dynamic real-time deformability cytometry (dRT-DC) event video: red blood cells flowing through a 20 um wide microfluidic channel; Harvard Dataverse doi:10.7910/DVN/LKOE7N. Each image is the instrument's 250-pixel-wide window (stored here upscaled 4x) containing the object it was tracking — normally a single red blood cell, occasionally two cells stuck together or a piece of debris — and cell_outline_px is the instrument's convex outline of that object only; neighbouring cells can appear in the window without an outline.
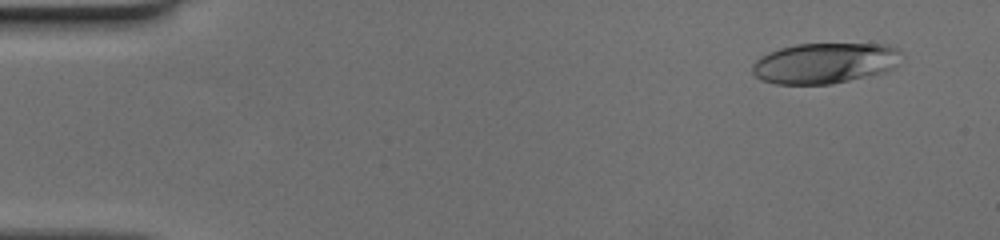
{"species": "human", "species_latin": "Homo sapiens", "temperature_condition": "cold", "stored_images_in_passage": 48, "camera_frame_rate_fps": 3000, "um_per_image_px": 0.085, "donor": {"sex": "female"}, "frame": {"image": 1, "passage_image": 2, "time_ms": 0.333, "image_size_px": [1000, 240], "cell_outline_px": [[900, 52], [896, 64], [892, 68], [884, 72], [832, 84], [776, 84], [760, 80], [752, 72], [752, 64], [760, 56], [768, 52], [780, 48], [796, 44], [888, 44], [900, 48]], "centroid_in_image_um": [70.07, 5.36], "position_along_channel_um": 14.9, "area_um2": 35.32}}
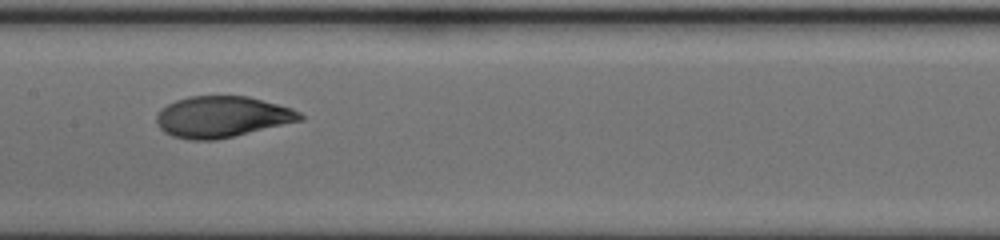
{"frame": {"image": 2, "passage_image": 24, "time_ms": 7.667, "image_size_px": [1000, 240], "cell_outline_px": [[304, 120], [216, 140], [188, 140], [172, 136], [164, 132], [160, 128], [156, 120], [156, 116], [160, 108], [176, 100], [188, 96], [248, 96], [292, 108], [300, 112], [304, 116]], "centroid_in_image_um": [18.87, 9.93], "position_along_channel_um": 188.5, "area_um2": 34.56}}
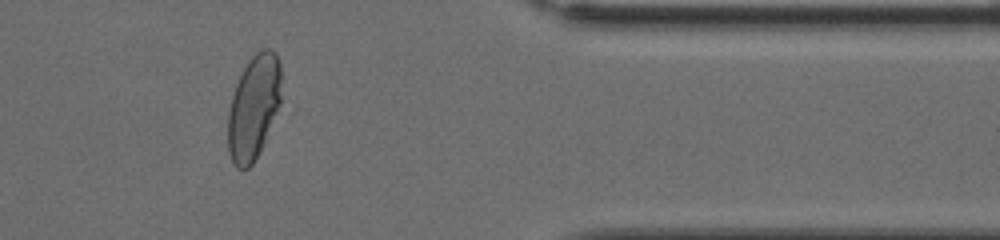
{"frame": {"image": 3, "passage_image": 40, "time_ms": 13.0, "image_size_px": [1000, 240], "cell_outline_px": [[280, 104], [264, 140], [252, 164], [248, 168], [236, 168], [228, 152], [228, 112], [232, 96], [236, 84], [248, 60], [260, 48], [272, 48], [276, 52], [280, 64]], "centroid_in_image_um": [21.55, 9.06], "position_along_channel_um": 389.8, "area_um2": 32.08}}